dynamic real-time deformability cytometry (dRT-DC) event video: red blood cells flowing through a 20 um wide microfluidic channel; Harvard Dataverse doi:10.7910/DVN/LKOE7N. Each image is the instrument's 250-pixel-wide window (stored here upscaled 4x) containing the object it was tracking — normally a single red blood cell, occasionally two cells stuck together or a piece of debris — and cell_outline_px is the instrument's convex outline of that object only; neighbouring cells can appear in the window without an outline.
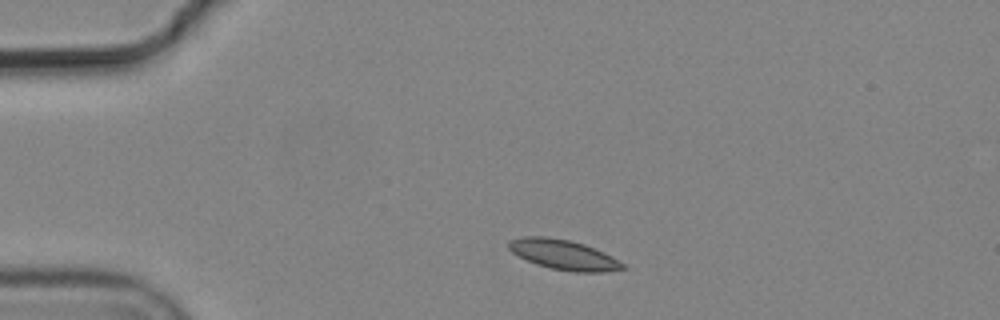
{"species": "common noctule bat (a hibernating species)", "species_latin": "Nyctalus noctula", "temperature_condition": "cold", "stored_images_in_passage": 11, "camera_frame_rate_fps": 3000, "um_per_image_px": 0.085, "animal": {"sex": "male", "body_mass_g": 19.2, "forearm_length_mm": 51.8}, "frame": {"image": 1, "passage_image": 1, "time_ms": 0.0, "image_size_px": [1000, 320], "cell_outline_px": [[628, 268], [604, 272], [572, 272], [552, 268], [536, 264], [512, 252], [508, 248], [508, 240], [524, 236], [548, 236], [568, 240], [584, 244], [604, 252], [612, 256], [624, 264]], "centroid_in_image_um": [47.91, 21.64], "position_along_channel_um": 37.1, "area_um2": 19.88}}
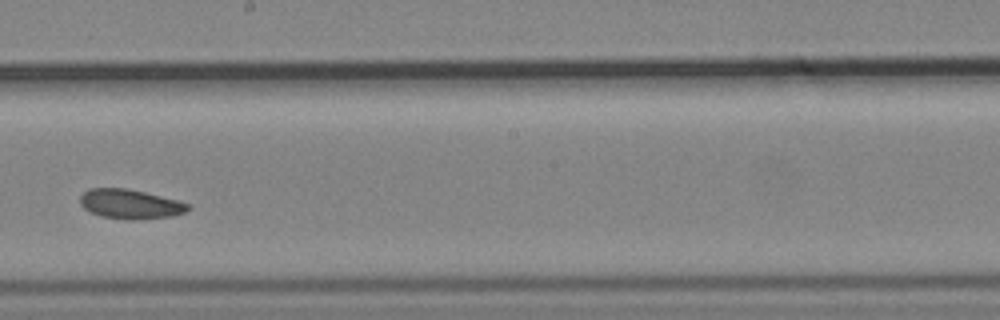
{"frame": {"image": 2, "passage_image": 6, "time_ms": 1.667, "image_size_px": [1000, 320], "cell_outline_px": [[192, 208], [184, 212], [172, 216], [136, 220], [132, 220], [100, 216], [84, 208], [80, 204], [80, 196], [88, 188], [128, 188], [176, 200], [188, 204]], "centroid_in_image_um": [11.05, 17.34], "position_along_channel_um": 237.2, "area_um2": 18.44}}
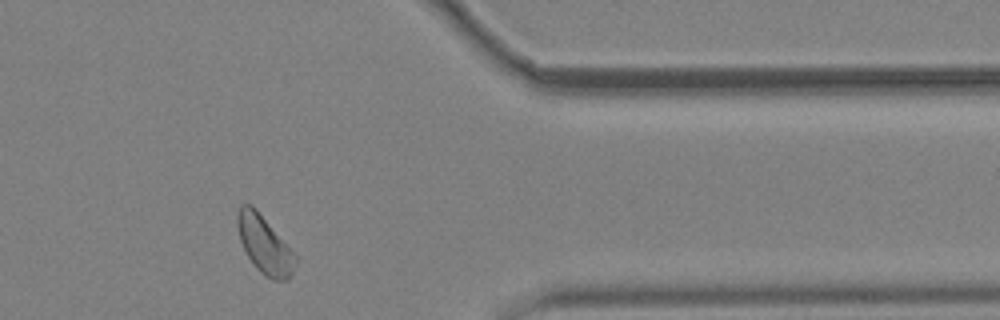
{"frame": {"image": 3, "passage_image": 10, "time_ms": 3.0, "image_size_px": [1000, 320], "cell_outline_px": [[296, 264], [292, 276], [288, 280], [272, 280], [264, 276], [256, 268], [248, 256], [240, 240], [236, 224], [236, 216], [240, 204], [252, 204], [256, 208], [296, 256]], "centroid_in_image_um": [22.47, 20.81], "position_along_channel_um": 388.9, "area_um2": 19.42}}